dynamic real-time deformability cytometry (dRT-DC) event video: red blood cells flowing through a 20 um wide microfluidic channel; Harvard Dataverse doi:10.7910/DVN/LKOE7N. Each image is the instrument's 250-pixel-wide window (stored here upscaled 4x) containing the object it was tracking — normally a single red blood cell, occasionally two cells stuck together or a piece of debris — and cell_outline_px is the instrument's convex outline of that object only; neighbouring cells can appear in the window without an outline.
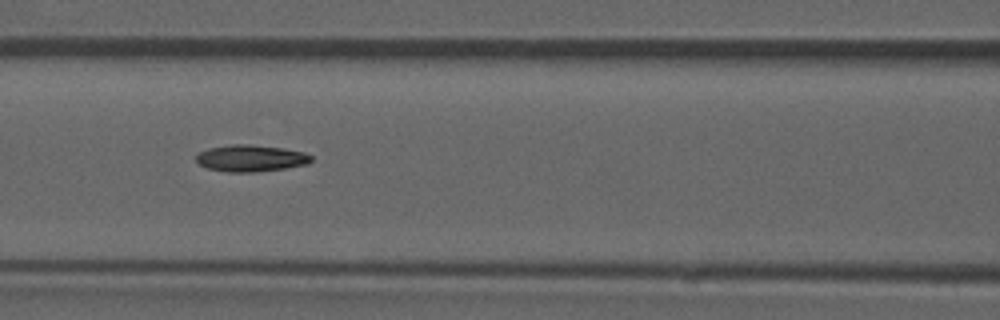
{"species": "common noctule bat (a hibernating species)", "species_latin": "Nyctalus noctula", "temperature_condition": "room temperature", "stored_images_in_passage": 53, "camera_frame_rate_fps": 3000, "um_per_image_px": 0.085, "animal": {"sex": "male", "forearm_length_mm": 52.5}, "frame": {"image": 1, "passage_image": 23, "time_ms": 7.333, "image_size_px": [1000, 320], "cell_outline_px": [[312, 160], [308, 164], [284, 168], [256, 172], [228, 172], [208, 168], [200, 164], [196, 160], [196, 156], [200, 152], [208, 148], [232, 144], [248, 144], [284, 148], [304, 152], [312, 156]], "centroid_in_image_um": [21.33, 13.44], "position_along_channel_um": 145.3, "area_um2": 17.86}, "authors_computed_cell_mechanics": {"area_um2": 17.34, "velocity_mm_per_s": 3.8779, "shape_relaxation_time_tau1_ms": 9.6421, "shape_relaxation_time_tau2_ms": null, "deformation_change_tau1": 0.1954, "deformation_change_tau2": null}}